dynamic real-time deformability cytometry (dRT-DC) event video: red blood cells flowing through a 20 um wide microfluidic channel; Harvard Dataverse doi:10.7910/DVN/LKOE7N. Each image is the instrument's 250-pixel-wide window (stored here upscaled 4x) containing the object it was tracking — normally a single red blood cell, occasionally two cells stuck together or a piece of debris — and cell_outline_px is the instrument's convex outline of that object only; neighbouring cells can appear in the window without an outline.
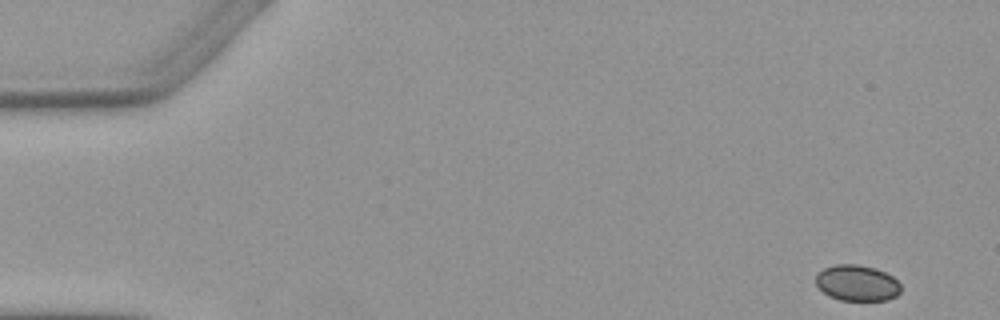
{"species": "Egyptian fruit bat (a non-hibernating species)", "species_latin": "Rousettus aegyptiacus", "temperature_condition": "warm", "stored_images_in_passage": 7, "camera_frame_rate_fps": 3000, "um_per_image_px": 0.085, "animal": {"sex": "female"}, "frame": {"image": 1, "passage_image": 1, "time_ms": 0.0, "image_size_px": [1000, 320], "cell_outline_px": [[900, 292], [896, 296], [888, 300], [840, 300], [828, 296], [816, 284], [816, 276], [824, 268], [836, 264], [856, 264], [876, 268], [892, 276], [900, 284]], "centroid_in_image_um": [72.86, 24.05], "position_along_channel_um": 12.1, "area_um2": 17.74}}
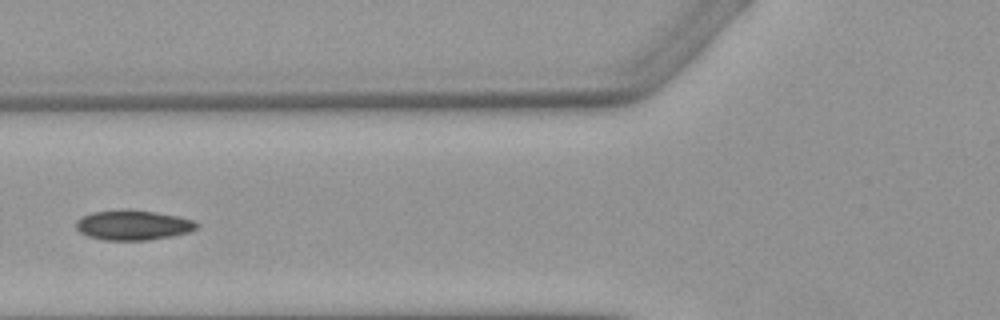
{"frame": {"image": 2, "passage_image": 6, "time_ms": 6.0, "image_size_px": [1000, 320], "cell_outline_px": [[200, 224], [196, 228], [188, 232], [172, 236], [148, 240], [104, 240], [88, 236], [80, 232], [76, 228], [76, 220], [92, 212], [120, 208], [124, 208], [156, 212], [180, 216], [196, 220]], "centroid_in_image_um": [11.33, 19.11], "position_along_channel_um": 114.5, "area_um2": 21.39}}
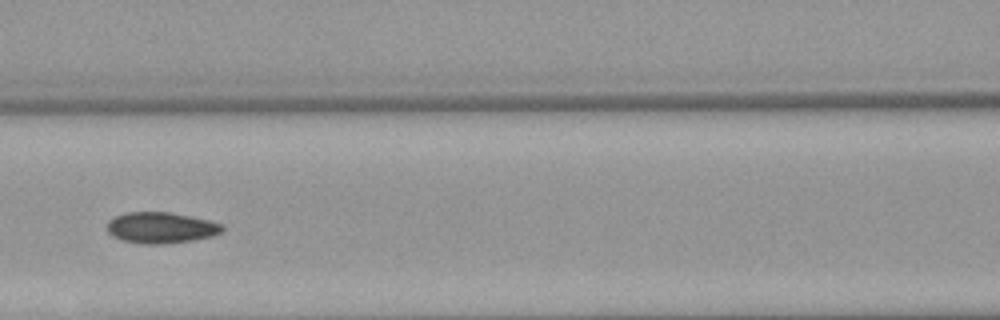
{"frame": {"image": 3, "passage_image": 7, "time_ms": 7.0, "image_size_px": [1000, 320], "cell_outline_px": [[224, 232], [212, 236], [192, 240], [164, 244], [140, 244], [120, 240], [112, 236], [108, 232], [108, 220], [116, 216], [128, 212], [168, 212], [208, 220], [224, 224]], "centroid_in_image_um": [13.69, 19.37], "position_along_channel_um": 152.9, "area_um2": 20.92}}